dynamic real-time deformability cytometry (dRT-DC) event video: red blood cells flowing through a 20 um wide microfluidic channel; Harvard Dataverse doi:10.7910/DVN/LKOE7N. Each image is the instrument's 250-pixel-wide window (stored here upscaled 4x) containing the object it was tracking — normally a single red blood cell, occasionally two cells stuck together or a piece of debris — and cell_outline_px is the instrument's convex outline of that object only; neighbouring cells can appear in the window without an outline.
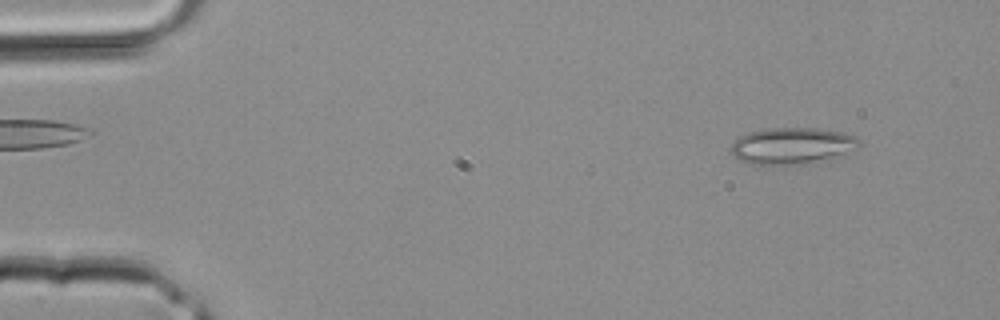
{"species": "common noctule bat (a hibernating species)", "species_latin": "Nyctalus noctula", "temperature_condition": "room temperature", "stored_images_in_passage": 3, "segment_of_instrument_passage": [2, 2], "camera_frame_rate_fps": 3000, "um_per_image_px": 0.085, "animal": {"sex": "male", "body_mass_g": 20.4}, "frame": {"image": 1, "passage_image": 3, "time_ms": 0.667, "image_size_px": [1000, 320], "cell_outline_px": [[860, 144], [844, 152], [832, 156], [784, 168], [748, 164], [740, 160], [728, 148], [740, 136], [748, 132], [768, 128], [816, 128], [844, 132], [856, 136], [860, 140]], "centroid_in_image_um": [67.22, 12.41], "position_along_channel_um": 17.8, "area_um2": 27.4}}